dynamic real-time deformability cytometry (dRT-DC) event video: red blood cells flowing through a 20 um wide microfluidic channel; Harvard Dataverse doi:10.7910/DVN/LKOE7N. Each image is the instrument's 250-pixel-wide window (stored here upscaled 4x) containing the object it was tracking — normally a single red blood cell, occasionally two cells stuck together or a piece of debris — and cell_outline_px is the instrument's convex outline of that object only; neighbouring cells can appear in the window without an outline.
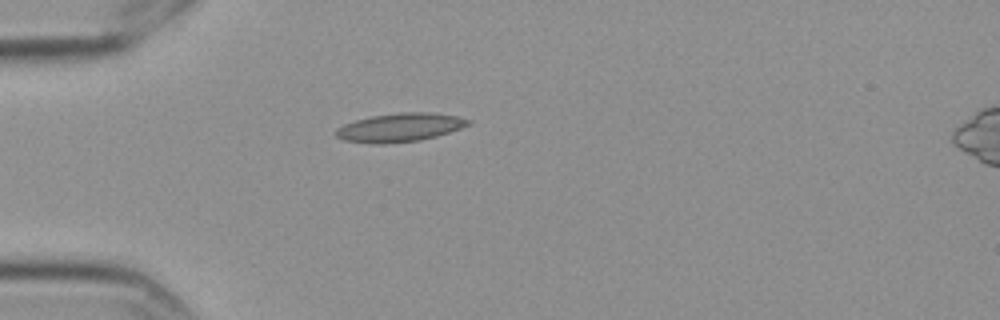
{"species": "Egyptian fruit bat (a non-hibernating species)", "species_latin": "Rousettus aegyptiacus", "temperature_condition": "cold", "stored_images_in_passage": 1, "camera_frame_rate_fps": 3000, "um_per_image_px": 0.085, "frame": {"image": 1, "passage_image": 1, "time_ms": 0.0, "image_size_px": [1000, 320], "cell_outline_px": [[472, 124], [436, 136], [420, 140], [384, 144], [372, 144], [344, 140], [336, 136], [336, 128], [344, 124], [356, 120], [372, 116], [400, 112], [432, 112], [456, 116], [472, 120]], "centroid_in_image_um": [34.0, 10.83], "position_along_channel_um": 51.0, "area_um2": 22.02}}